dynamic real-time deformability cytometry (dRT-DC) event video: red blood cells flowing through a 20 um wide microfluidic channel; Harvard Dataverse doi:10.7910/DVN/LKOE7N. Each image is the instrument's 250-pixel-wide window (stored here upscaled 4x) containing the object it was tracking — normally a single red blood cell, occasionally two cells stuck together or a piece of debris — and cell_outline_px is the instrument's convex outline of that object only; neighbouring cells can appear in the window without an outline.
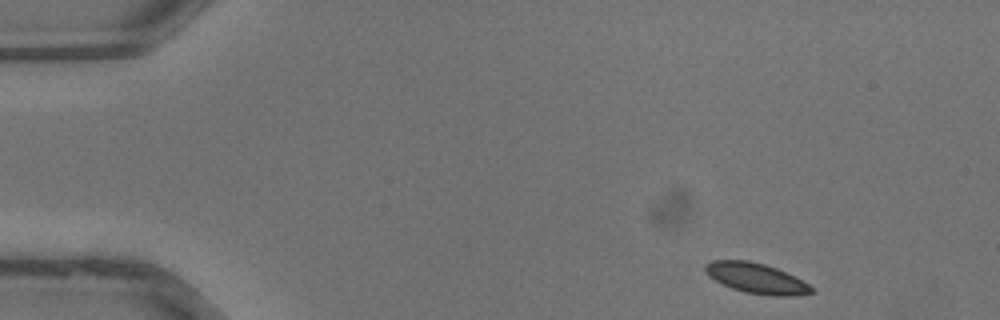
{"species": "common noctule bat (a hibernating species)", "species_latin": "Nyctalus noctula", "temperature_condition": "warm", "stored_images_in_passage": 34, "camera_frame_rate_fps": 3000, "um_per_image_px": 0.085, "animal": {"sex": "male", "body_mass_g": 13.3}, "frame": {"image": 1, "passage_image": 1, "time_ms": 0.0, "image_size_px": [1000, 320], "cell_outline_px": [[816, 292], [792, 296], [772, 296], [744, 292], [732, 288], [708, 276], [704, 272], [704, 264], [712, 260], [748, 260], [764, 264], [776, 268], [808, 284]], "centroid_in_image_um": [64.24, 23.65], "position_along_channel_um": 20.8, "area_um2": 18.61}}
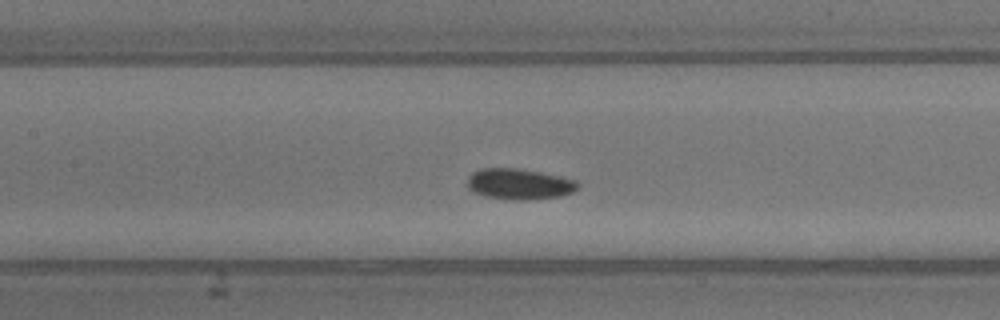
{"frame": {"image": 2, "passage_image": 14, "time_ms": 4.333, "image_size_px": [1000, 320], "cell_outline_px": [[580, 188], [572, 192], [560, 196], [528, 200], [512, 200], [488, 196], [472, 192], [468, 188], [468, 176], [472, 172], [480, 168], [516, 168], [576, 180], [580, 184]], "centroid_in_image_um": [44.12, 15.65], "position_along_channel_um": 163.3, "area_um2": 19.71}}
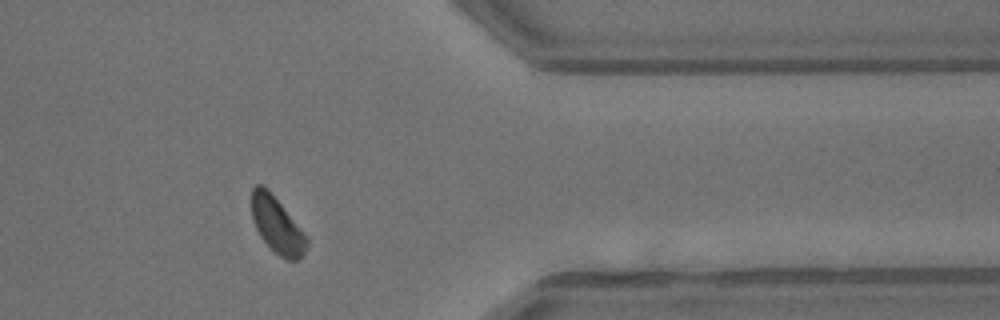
{"frame": {"image": 3, "passage_image": 27, "time_ms": 8.667, "image_size_px": [1000, 320], "cell_outline_px": [[308, 244], [304, 252], [296, 260], [288, 260], [280, 256], [260, 236], [256, 228], [252, 216], [252, 188], [256, 184], [264, 184], [268, 188], [308, 236]], "centroid_in_image_um": [23.56, 19.09], "position_along_channel_um": 387.8, "area_um2": 17.92}}